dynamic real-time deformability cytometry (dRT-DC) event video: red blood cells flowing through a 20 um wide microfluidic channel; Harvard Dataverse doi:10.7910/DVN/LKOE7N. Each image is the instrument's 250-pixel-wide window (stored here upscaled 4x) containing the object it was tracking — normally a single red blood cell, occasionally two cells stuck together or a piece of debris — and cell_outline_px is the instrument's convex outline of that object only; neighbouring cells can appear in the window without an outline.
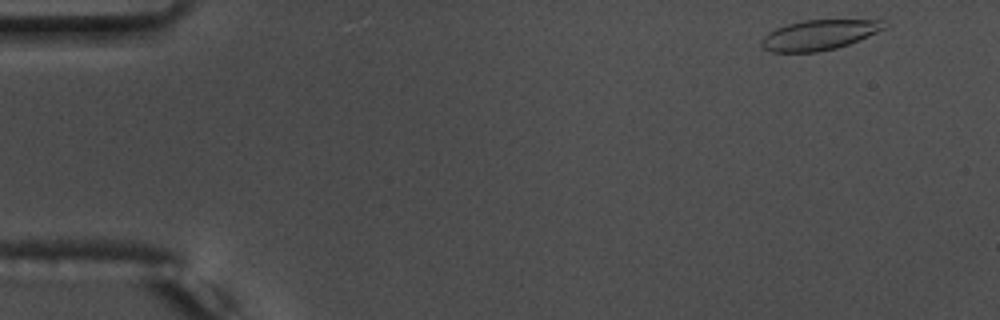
{"species": "common noctule bat (a hibernating species)", "species_latin": "Nyctalus noctula", "temperature_condition": "warm", "stored_images_in_passage": 52, "camera_frame_rate_fps": 3000, "um_per_image_px": 0.085, "animal": {"sex": "male", "body_mass_g": 17.5, "forearm_length_mm": 52.3}, "frame": {"image": 1, "passage_image": 1, "time_ms": 0.0, "image_size_px": [1000, 320], "cell_outline_px": [[884, 28], [868, 36], [848, 44], [836, 48], [816, 52], [772, 52], [764, 48], [760, 44], [760, 40], [768, 32], [776, 28], [788, 24], [804, 20], [884, 20]], "centroid_in_image_um": [69.57, 2.97], "position_along_channel_um": 15.4, "area_um2": 21.27}}
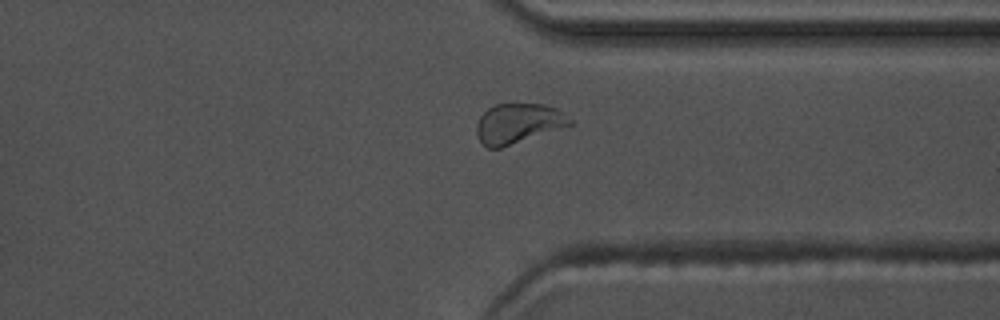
{"frame": {"image": 2, "passage_image": 39, "time_ms": 12.667, "image_size_px": [1000, 320], "cell_outline_px": [[576, 124], [500, 148], [488, 148], [476, 136], [476, 124], [480, 116], [488, 108], [496, 104], [544, 104], [556, 108], [564, 112], [576, 120]], "centroid_in_image_um": [44.11, 10.49], "position_along_channel_um": 367.3, "area_um2": 22.08}}
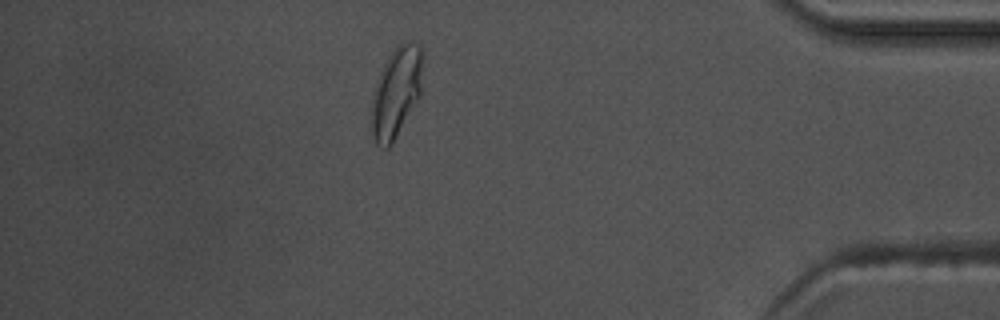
{"frame": {"image": 3, "passage_image": 45, "time_ms": 14.667, "image_size_px": [1000, 320], "cell_outline_px": [[424, 56], [420, 96], [392, 144], [388, 148], [384, 148], [376, 144], [372, 136], [372, 96], [376, 80], [388, 56], [404, 40], [408, 40], [420, 44]], "centroid_in_image_um": [33.7, 7.81], "position_along_channel_um": 401.5, "area_um2": 27.22}, "authors_computed_cell_mechanics": {"area_um2": 21.7328, "velocity_mm_per_s": 3.6833, "shape_relaxation_time_tau1_ms": 5.193, "shape_relaxation_time_tau2_ms": 1.1847, "deformation_change_tau1": 0.1628, "deformation_change_tau2": 0.0584}}